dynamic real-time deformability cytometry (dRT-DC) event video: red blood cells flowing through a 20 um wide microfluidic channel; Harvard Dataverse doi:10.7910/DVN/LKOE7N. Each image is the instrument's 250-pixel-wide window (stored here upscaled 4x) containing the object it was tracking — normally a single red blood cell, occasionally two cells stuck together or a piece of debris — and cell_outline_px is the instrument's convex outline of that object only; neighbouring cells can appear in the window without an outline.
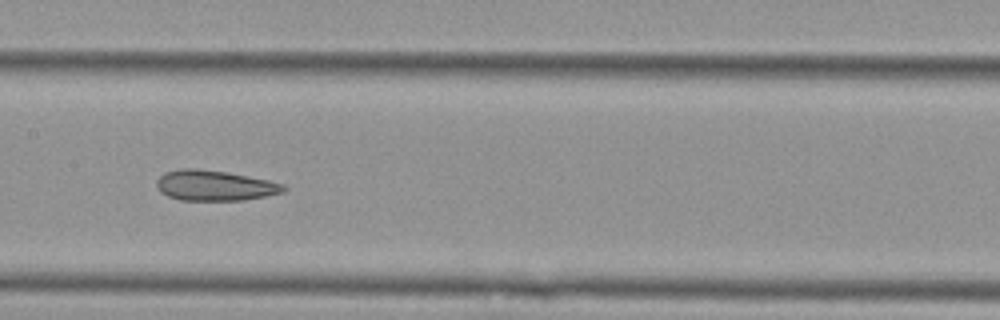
{"species": "Egyptian fruit bat (a non-hibernating species)", "species_latin": "Rousettus aegyptiacus", "temperature_condition": "cold", "stored_images_in_passage": 12, "camera_frame_rate_fps": 3000, "um_per_image_px": 0.085, "animal": {"sex": "female"}, "frame": {"image": 1, "passage_image": 6, "time_ms": 1.667, "image_size_px": [1000, 320], "cell_outline_px": [[288, 188], [284, 192], [244, 200], [180, 200], [168, 196], [160, 192], [156, 184], [156, 180], [164, 172], [180, 168], [196, 168], [224, 172], [268, 180], [284, 184]], "centroid_in_image_um": [18.22, 15.77], "position_along_channel_um": 189.2, "area_um2": 22.43}}
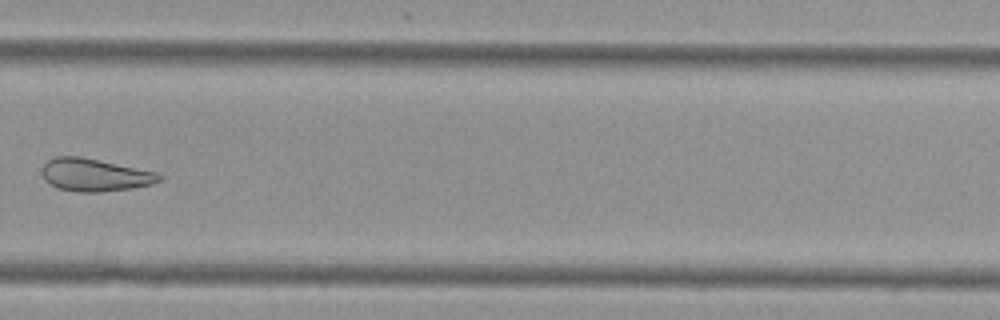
{"frame": {"image": 2, "passage_image": 9, "time_ms": 2.667, "image_size_px": [1000, 320], "cell_outline_px": [[164, 180], [152, 184], [132, 188], [104, 192], [76, 192], [56, 188], [44, 180], [40, 172], [44, 164], [48, 160], [56, 156], [80, 156], [156, 172], [164, 176]], "centroid_in_image_um": [8.04, 14.88], "position_along_channel_um": 321.8, "area_um2": 22.6}}
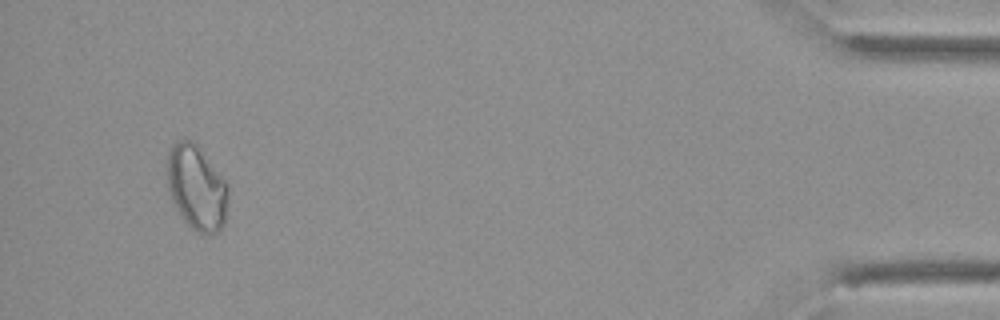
{"frame": {"image": 3, "passage_image": 12, "time_ms": 3.667, "image_size_px": [1000, 320], "cell_outline_px": [[228, 196], [224, 224], [216, 232], [208, 236], [196, 232], [180, 216], [172, 204], [168, 188], [168, 152], [172, 144], [180, 140], [192, 140], [200, 148], [228, 184]], "centroid_in_image_um": [16.71, 15.98], "position_along_channel_um": 418.5, "area_um2": 30.23}}